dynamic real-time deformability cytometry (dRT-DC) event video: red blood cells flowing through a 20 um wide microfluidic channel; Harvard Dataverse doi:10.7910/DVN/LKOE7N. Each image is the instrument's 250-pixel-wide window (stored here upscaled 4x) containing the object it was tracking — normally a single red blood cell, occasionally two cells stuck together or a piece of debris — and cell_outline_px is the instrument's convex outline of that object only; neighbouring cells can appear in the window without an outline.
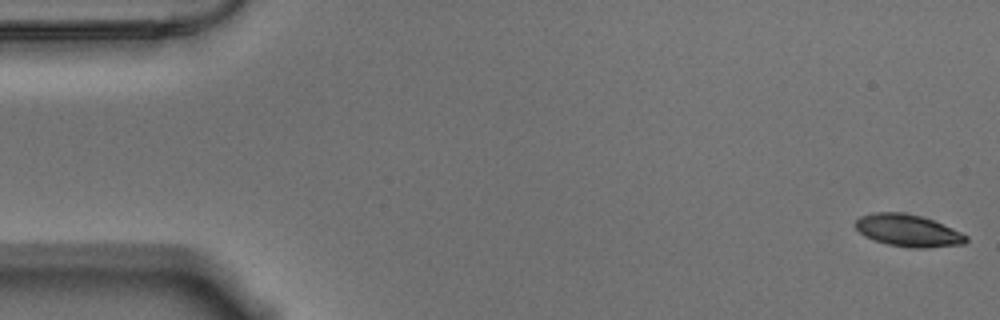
{"species": "Egyptian fruit bat (a non-hibernating species)", "species_latin": "Rousettus aegyptiacus", "temperature_condition": "warm", "stored_images_in_passage": 57, "camera_frame_rate_fps": 3000, "um_per_image_px": 0.085, "animal": {"sex": "male"}, "frame": {"image": 1, "passage_image": 1, "time_ms": 0.0, "image_size_px": [1000, 320], "cell_outline_px": [[968, 240], [964, 244], [928, 248], [912, 248], [888, 244], [864, 236], [852, 224], [860, 216], [872, 212], [904, 212], [920, 216], [932, 220], [952, 228], [968, 236]], "centroid_in_image_um": [77.16, 19.59], "position_along_channel_um": 7.8, "area_um2": 20.75}}
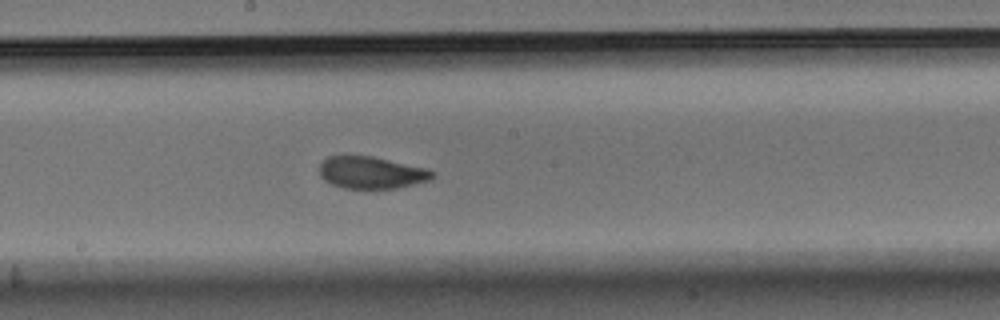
{"frame": {"image": 2, "passage_image": 30, "time_ms": 9.667, "image_size_px": [1000, 320], "cell_outline_px": [[436, 176], [428, 180], [396, 188], [344, 188], [332, 184], [324, 180], [320, 176], [320, 164], [328, 156], [344, 152], [372, 156], [428, 168], [436, 172]], "centroid_in_image_um": [31.53, 14.62], "position_along_channel_um": 216.7, "area_um2": 21.68}}
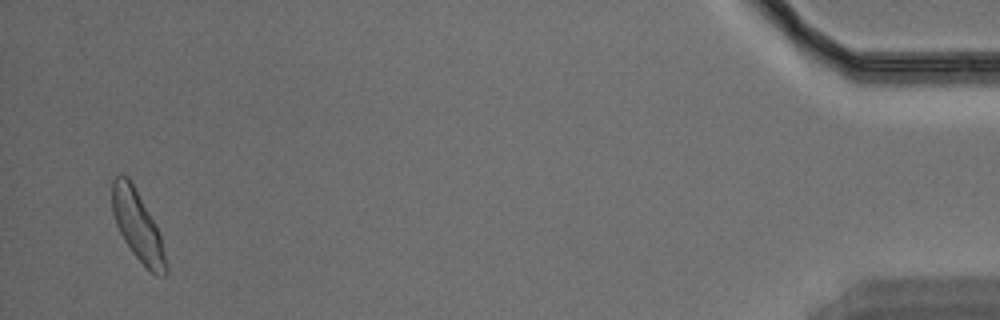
{"frame": {"image": 3, "passage_image": 55, "time_ms": 18.0, "image_size_px": [1000, 320], "cell_outline_px": [[168, 272], [164, 276], [156, 276], [132, 252], [124, 240], [116, 224], [112, 212], [112, 180], [120, 172], [128, 176], [148, 212], [160, 236], [168, 264]], "centroid_in_image_um": [11.68, 19.2], "position_along_channel_um": 423.5, "area_um2": 21.44}, "authors_computed_cell_mechanics": {"area_um2": 21.5016, "velocity_mm_per_s": 3.5254, "shape_relaxation_time_tau1_ms": 3.2288, "shape_relaxation_time_tau2_ms": 1.7085, "deformation_change_tau1": 0.1257, "deformation_change_tau2": 0.0641}}